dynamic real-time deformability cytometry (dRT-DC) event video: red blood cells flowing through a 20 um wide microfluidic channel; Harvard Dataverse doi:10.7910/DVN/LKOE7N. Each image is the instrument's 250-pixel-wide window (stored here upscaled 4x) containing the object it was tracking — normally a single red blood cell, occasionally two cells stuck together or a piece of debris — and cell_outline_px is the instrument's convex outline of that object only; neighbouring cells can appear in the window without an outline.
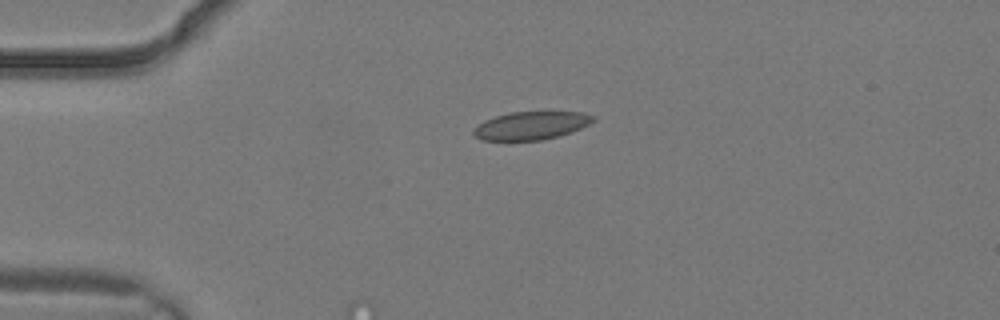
{"species": "common noctule bat (a hibernating species)", "species_latin": "Nyctalus noctula", "temperature_condition": "warm", "stored_images_in_passage": 2, "camera_frame_rate_fps": 3000, "um_per_image_px": 0.085, "animal": {"sex": "male", "body_mass_g": 19.2, "forearm_length_mm": 51.8}, "frame": {"image": 1, "passage_image": 2, "time_ms": 0.333, "image_size_px": [1000, 320], "cell_outline_px": [[596, 120], [572, 132], [560, 136], [544, 140], [484, 140], [472, 136], [472, 132], [484, 120], [496, 116], [512, 112], [584, 112], [596, 116]], "centroid_in_image_um": [45.18, 10.68], "position_along_channel_um": 39.8, "area_um2": 19.59}}